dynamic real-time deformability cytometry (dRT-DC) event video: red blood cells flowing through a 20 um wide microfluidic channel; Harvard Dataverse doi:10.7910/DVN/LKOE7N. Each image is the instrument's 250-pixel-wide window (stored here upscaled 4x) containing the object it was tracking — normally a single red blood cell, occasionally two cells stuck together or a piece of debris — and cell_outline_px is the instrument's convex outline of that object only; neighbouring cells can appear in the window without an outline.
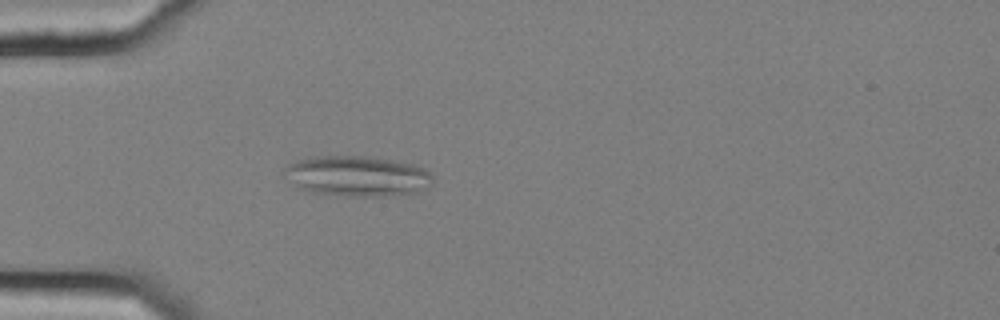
{"species": "common noctule bat (a hibernating species)", "species_latin": "Nyctalus noctula", "temperature_condition": "cold", "stored_images_in_passage": 42, "segment_of_instrument_passage": [1, 2], "camera_frame_rate_fps": 3000, "um_per_image_px": 0.085, "animal": {"sex": "female", "body_mass_g": 25.1}, "frame": {"image": 1, "passage_image": 3, "time_ms": 0.667, "image_size_px": [1000, 320], "cell_outline_px": [[432, 184], [428, 188], [420, 192], [384, 196], [344, 196], [312, 192], [300, 188], [296, 184], [284, 168], [288, 164], [300, 160], [316, 156], [368, 156], [412, 164], [424, 168], [432, 176]], "centroid_in_image_um": [30.45, 14.97], "position_along_channel_um": 54.5, "area_um2": 34.51}}